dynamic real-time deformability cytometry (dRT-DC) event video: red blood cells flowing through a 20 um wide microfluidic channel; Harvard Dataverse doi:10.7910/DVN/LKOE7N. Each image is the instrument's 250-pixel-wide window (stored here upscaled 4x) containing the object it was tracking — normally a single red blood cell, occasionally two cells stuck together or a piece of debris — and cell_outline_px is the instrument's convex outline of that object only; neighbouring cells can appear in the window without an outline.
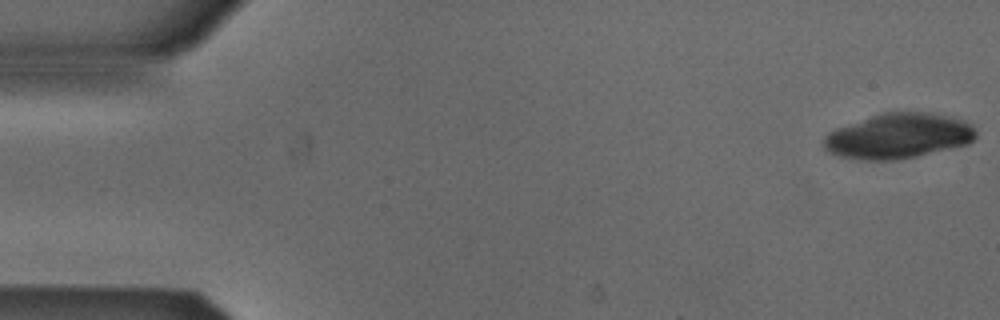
{"species": "Egyptian fruit bat (a non-hibernating species)", "species_latin": "Rousettus aegyptiacus", "temperature_condition": "cold", "stored_images_in_passage": 4, "camera_frame_rate_fps": 3000, "um_per_image_px": 0.085, "animal": {"sex": "male"}, "frame": {"image": 1, "passage_image": 1, "time_ms": 0.0, "image_size_px": [1000, 320], "cell_outline_px": [[976, 136], [968, 144], [916, 156], [896, 160], [864, 160], [840, 156], [824, 148], [824, 136], [828, 132], [836, 128], [884, 112], [928, 112], [948, 116], [964, 120], [972, 124], [976, 132]], "centroid_in_image_um": [76.38, 11.55], "position_along_channel_um": 8.6, "area_um2": 39.77}}